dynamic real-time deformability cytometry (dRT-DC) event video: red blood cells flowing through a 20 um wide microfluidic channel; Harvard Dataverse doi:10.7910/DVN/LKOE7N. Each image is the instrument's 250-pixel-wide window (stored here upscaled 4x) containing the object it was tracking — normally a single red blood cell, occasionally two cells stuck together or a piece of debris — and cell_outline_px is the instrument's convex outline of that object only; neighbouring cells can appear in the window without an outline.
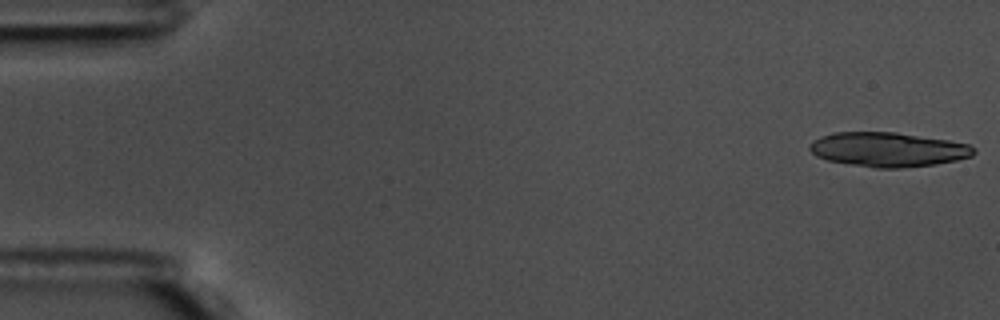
{"species": "common noctule bat (a hibernating species)", "species_latin": "Nyctalus noctula", "temperature_condition": "warm", "stored_images_in_passage": 17, "camera_frame_rate_fps": 3000, "um_per_image_px": 0.085, "animal": {"sex": "male", "body_mass_g": 17.5, "forearm_length_mm": 52.3}, "frame": {"image": 1, "passage_image": 1, "time_ms": 0.0, "image_size_px": [1000, 320], "cell_outline_px": [[976, 152], [972, 156], [956, 160], [936, 164], [900, 168], [876, 168], [828, 160], [816, 156], [808, 148], [808, 144], [812, 140], [820, 136], [832, 132], [896, 132], [948, 140], [968, 144], [976, 148]], "centroid_in_image_um": [75.47, 12.7], "position_along_channel_um": 9.5, "area_um2": 33.0}}